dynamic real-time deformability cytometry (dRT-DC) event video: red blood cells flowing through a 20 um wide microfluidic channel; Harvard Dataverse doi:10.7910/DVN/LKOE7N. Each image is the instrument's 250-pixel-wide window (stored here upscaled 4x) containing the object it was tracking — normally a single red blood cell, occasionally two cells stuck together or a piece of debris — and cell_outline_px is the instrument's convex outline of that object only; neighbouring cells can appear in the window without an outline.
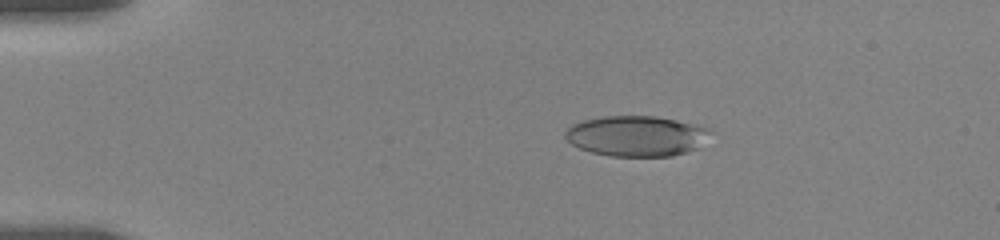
{"species": "human", "species_latin": "Homo sapiens", "temperature_condition": "room temperature", "stored_images_in_passage": 12, "camera_frame_rate_fps": 3000, "um_per_image_px": 0.085, "donor": {"sex": "female"}, "frame": {"image": 1, "passage_image": 5, "time_ms": 3.333, "image_size_px": [1000, 240], "cell_outline_px": [[716, 132], [696, 148], [672, 156], [612, 156], [592, 152], [580, 148], [572, 144], [564, 136], [564, 132], [572, 124], [584, 120], [604, 116], [656, 116], [696, 124], [708, 128]], "centroid_in_image_um": [54.13, 11.55], "position_along_channel_um": 30.9, "area_um2": 34.28}}
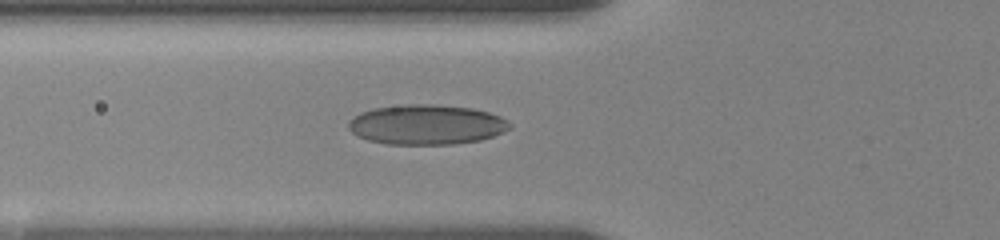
{"frame": {"image": 2, "passage_image": 10, "time_ms": 6.667, "image_size_px": [1000, 240], "cell_outline_px": [[512, 128], [504, 132], [480, 140], [452, 144], [388, 144], [368, 140], [352, 132], [348, 128], [348, 120], [360, 112], [372, 108], [404, 104], [436, 104], [472, 108], [488, 112], [500, 116], [508, 120], [512, 124]], "centroid_in_image_um": [36.26, 10.58], "position_along_channel_um": 89.5, "area_um2": 37.74}}
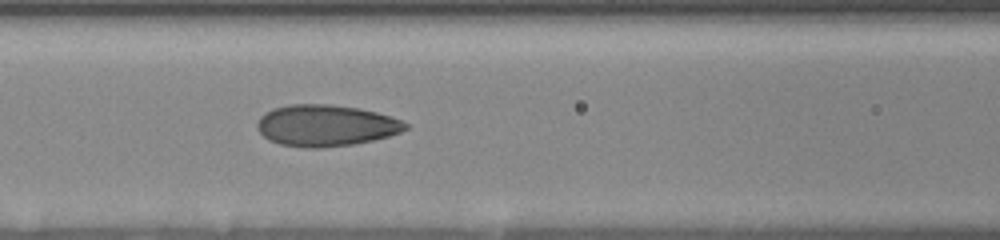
{"frame": {"image": 3, "passage_image": 12, "time_ms": 8.0, "image_size_px": [1000, 240], "cell_outline_px": [[408, 128], [400, 132], [388, 136], [372, 140], [352, 144], [320, 148], [308, 148], [280, 144], [268, 140], [256, 128], [256, 124], [260, 116], [272, 108], [288, 104], [332, 104], [360, 108], [376, 112], [400, 120], [408, 124]], "centroid_in_image_um": [27.65, 10.66], "position_along_channel_um": 138.9, "area_um2": 35.84}}